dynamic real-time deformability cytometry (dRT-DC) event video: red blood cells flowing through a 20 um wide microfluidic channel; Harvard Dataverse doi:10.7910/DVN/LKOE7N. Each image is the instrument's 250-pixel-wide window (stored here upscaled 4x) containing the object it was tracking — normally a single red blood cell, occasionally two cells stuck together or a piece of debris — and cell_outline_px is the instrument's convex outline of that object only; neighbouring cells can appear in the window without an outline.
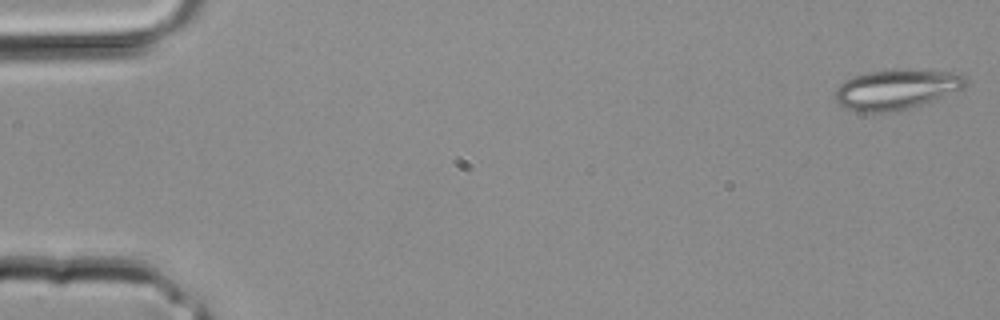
{"species": "common noctule bat (a hibernating species)", "species_latin": "Nyctalus noctula", "temperature_condition": "room temperature", "stored_images_in_passage": 3, "camera_frame_rate_fps": 3000, "um_per_image_px": 0.085, "animal": {"sex": "male", "body_mass_g": 20.4}, "frame": {"image": 1, "passage_image": 1, "time_ms": 0.0, "image_size_px": [1000, 320], "cell_outline_px": [[968, 84], [964, 88], [932, 100], [908, 108], [892, 112], [856, 112], [840, 104], [836, 100], [836, 88], [844, 80], [868, 72], [908, 68], [964, 72], [968, 76]], "centroid_in_image_um": [76.28, 7.56], "position_along_channel_um": 8.7, "area_um2": 30.81}}